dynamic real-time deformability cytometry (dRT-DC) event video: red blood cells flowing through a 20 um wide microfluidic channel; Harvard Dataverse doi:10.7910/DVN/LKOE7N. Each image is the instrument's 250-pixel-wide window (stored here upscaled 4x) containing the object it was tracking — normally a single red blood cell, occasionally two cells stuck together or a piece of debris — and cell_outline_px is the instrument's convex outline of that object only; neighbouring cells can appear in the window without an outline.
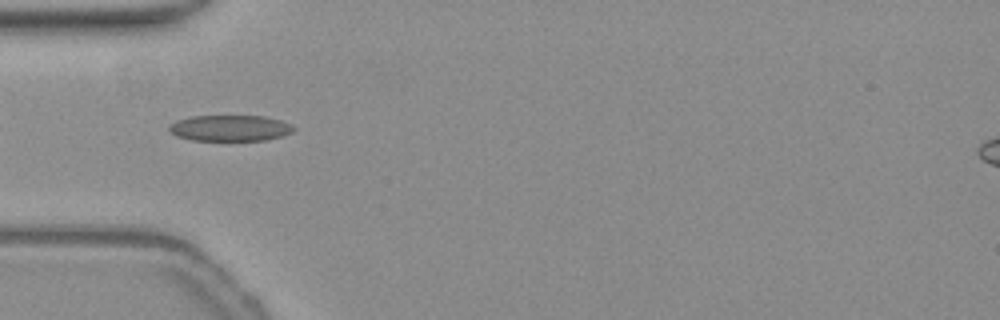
{"species": "common noctule bat (a hibernating species)", "species_latin": "Nyctalus noctula", "temperature_condition": "warm", "stored_images_in_passage": 40, "camera_frame_rate_fps": 3000, "um_per_image_px": 0.085, "animal": {"sex": "female", "body_mass_g": 19.3, "forearm_length_mm": 54.1}, "frame": {"image": 1, "passage_image": 3, "time_ms": 0.667, "image_size_px": [1000, 320], "cell_outline_px": [[296, 128], [292, 132], [280, 136], [264, 140], [192, 140], [176, 136], [168, 128], [168, 124], [176, 120], [192, 116], [264, 116], [280, 120]], "centroid_in_image_um": [19.51, 10.88], "position_along_channel_um": 65.5, "area_um2": 18.73}}
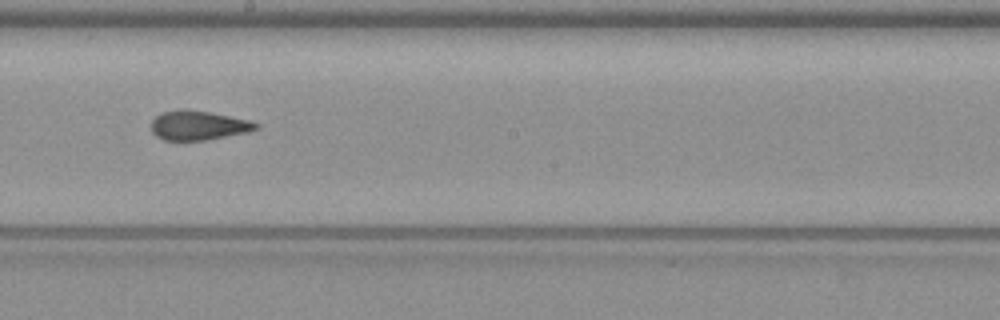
{"frame": {"image": 2, "passage_image": 16, "time_ms": 5.0, "image_size_px": [1000, 320], "cell_outline_px": [[260, 128], [248, 132], [208, 140], [164, 140], [156, 136], [152, 132], [152, 120], [160, 112], [184, 108], [208, 112], [252, 120], [260, 124]], "centroid_in_image_um": [16.89, 10.65], "position_along_channel_um": 231.3, "area_um2": 18.15}}
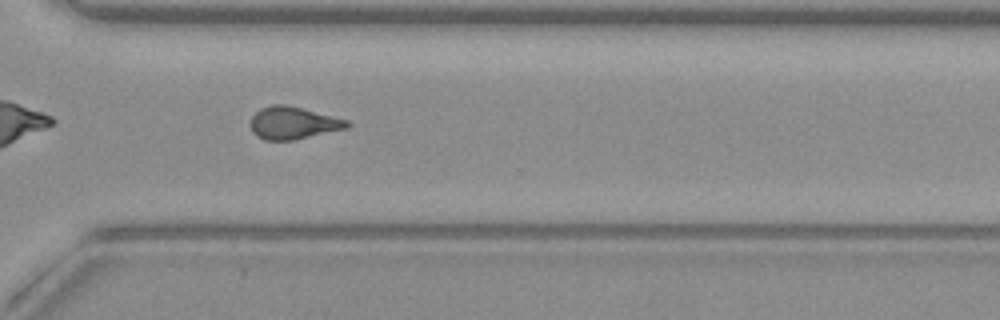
{"frame": {"image": 3, "passage_image": 25, "time_ms": 8.0, "image_size_px": [1000, 320], "cell_outline_px": [[352, 124], [348, 128], [292, 140], [264, 140], [256, 136], [252, 132], [248, 124], [252, 116], [260, 108], [272, 104], [288, 104], [348, 120]], "centroid_in_image_um": [24.88, 10.44], "position_along_channel_um": 345.7, "area_um2": 18.5}, "authors_computed_cell_mechanics": {"area_um2": 18.207, "velocity_mm_per_s": 3.8134, "shape_relaxation_time_tau1_ms": null, "shape_relaxation_time_tau2_ms": 1.6764, "deformation_change_tau1": null, "deformation_change_tau2": 0.0888}}